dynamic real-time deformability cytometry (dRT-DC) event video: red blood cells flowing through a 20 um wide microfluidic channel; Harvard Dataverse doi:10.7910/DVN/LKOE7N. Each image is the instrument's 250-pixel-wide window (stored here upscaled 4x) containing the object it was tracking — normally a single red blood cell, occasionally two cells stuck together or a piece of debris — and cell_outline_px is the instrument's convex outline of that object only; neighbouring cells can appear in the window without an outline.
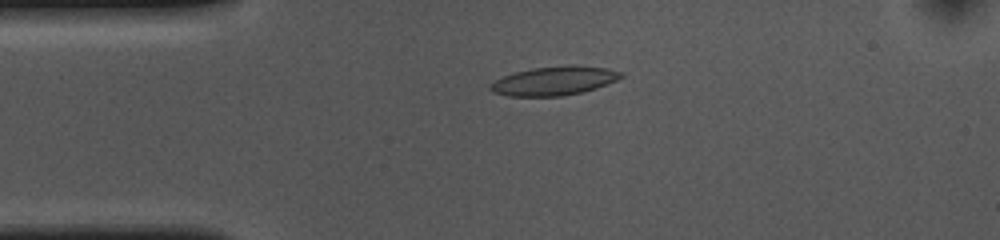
{"species": "common noctule bat (a hibernating species)", "species_latin": "Nyctalus noctula", "temperature_condition": "cold", "stored_images_in_passage": 54, "camera_frame_rate_fps": 3000, "um_per_image_px": 0.085, "animal": {"sex": "female", "body_mass_g": 10.0, "forearm_length_mm": 53.1}, "frame": {"image": 1, "passage_image": 11, "time_ms": 3.333, "image_size_px": [1000, 240], "cell_outline_px": [[624, 76], [616, 80], [596, 88], [580, 92], [560, 96], [508, 96], [492, 92], [488, 88], [488, 84], [504, 76], [516, 72], [532, 68], [572, 64], [576, 64], [608, 68], [624, 72]], "centroid_in_image_um": [47.11, 6.85], "position_along_channel_um": 37.9, "area_um2": 22.14}}
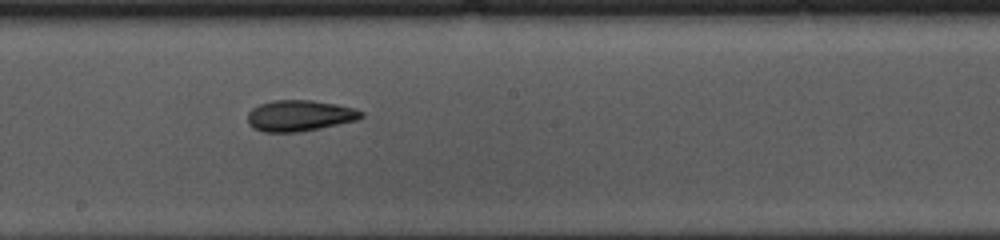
{"frame": {"image": 2, "passage_image": 28, "time_ms": 9.0, "image_size_px": [1000, 240], "cell_outline_px": [[364, 116], [356, 120], [320, 128], [296, 132], [264, 132], [252, 128], [248, 124], [248, 112], [252, 108], [260, 104], [272, 100], [312, 100], [336, 104], [352, 108], [364, 112]], "centroid_in_image_um": [25.43, 9.83], "position_along_channel_um": 222.8, "area_um2": 20.52}}
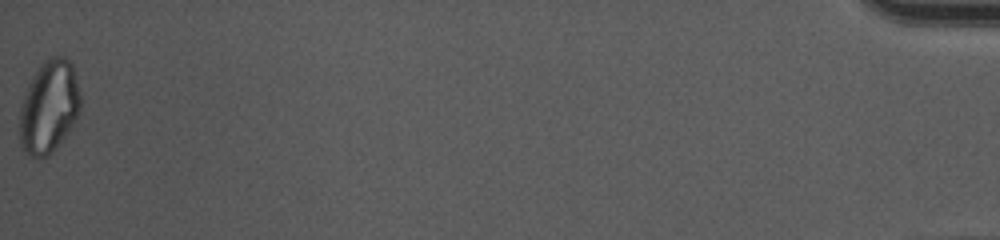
{"frame": {"image": 3, "passage_image": 54, "time_ms": 17.667, "image_size_px": [1000, 240], "cell_outline_px": [[80, 112], [68, 132], [48, 156], [28, 156], [20, 148], [20, 108], [28, 84], [32, 76], [40, 64], [48, 56], [64, 56], [72, 64], [80, 96]], "centroid_in_image_um": [4.15, 9.07], "position_along_channel_um": 431.1, "area_um2": 32.77}, "authors_computed_cell_mechanics": {"area_um2": 21.2993, "velocity_mm_per_s": 3.6126, "shape_relaxation_time_tau1_ms": null, "shape_relaxation_time_tau2_ms": 5.7631, "deformation_change_tau1": null, "deformation_change_tau2": 0.1366}}